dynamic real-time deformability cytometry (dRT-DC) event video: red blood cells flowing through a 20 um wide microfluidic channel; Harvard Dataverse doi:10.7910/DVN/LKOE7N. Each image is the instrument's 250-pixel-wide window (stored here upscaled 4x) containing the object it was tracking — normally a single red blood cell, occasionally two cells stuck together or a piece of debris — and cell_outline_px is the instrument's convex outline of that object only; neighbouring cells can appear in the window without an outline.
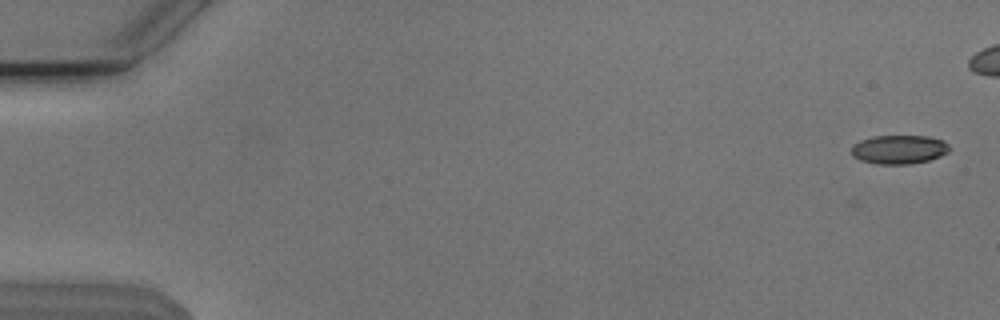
{"species": "Egyptian fruit bat (a non-hibernating species)", "species_latin": "Rousettus aegyptiacus", "temperature_condition": "cold", "stored_images_in_passage": 12, "camera_frame_rate_fps": 3000, "um_per_image_px": 0.085, "animal": {"sex": "male"}, "frame": {"image": 1, "passage_image": 1, "time_ms": 0.0, "image_size_px": [1000, 320], "cell_outline_px": [[952, 148], [948, 152], [940, 156], [928, 160], [912, 164], [876, 164], [860, 160], [852, 156], [852, 144], [860, 140], [872, 136], [928, 136], [944, 140]], "centroid_in_image_um": [76.42, 12.7], "position_along_channel_um": 8.6, "area_um2": 16.7}}